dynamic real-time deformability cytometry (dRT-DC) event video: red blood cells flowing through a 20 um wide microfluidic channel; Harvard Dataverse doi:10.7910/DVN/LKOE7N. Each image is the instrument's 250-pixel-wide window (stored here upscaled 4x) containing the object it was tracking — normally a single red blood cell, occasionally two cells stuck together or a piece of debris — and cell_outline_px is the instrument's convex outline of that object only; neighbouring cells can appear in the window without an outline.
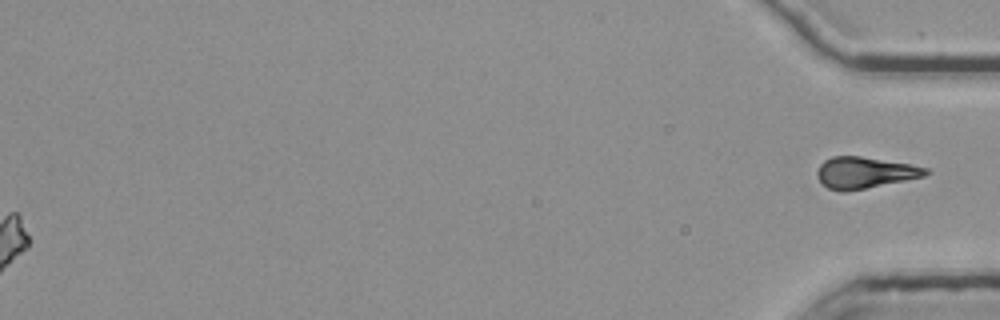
{"species": "common noctule bat (a hibernating species)", "species_latin": "Nyctalus noctula", "temperature_condition": "room temperature", "stored_images_in_passage": 48, "segment_of_instrument_passage": [2, 2], "camera_frame_rate_fps": 3000, "um_per_image_px": 0.085, "animal": {"sex": "female", "body_mass_g": 25.1}, "frame": {"image": 1, "passage_image": 48, "time_ms": 15.667, "image_size_px": [1000, 320], "cell_outline_px": [[928, 172], [924, 176], [844, 192], [840, 192], [828, 188], [820, 184], [816, 176], [816, 172], [820, 164], [824, 160], [832, 156], [860, 156], [908, 164], [928, 168]], "centroid_in_image_um": [73.41, 14.67], "position_along_channel_um": 361.8, "area_um2": 19.65}}